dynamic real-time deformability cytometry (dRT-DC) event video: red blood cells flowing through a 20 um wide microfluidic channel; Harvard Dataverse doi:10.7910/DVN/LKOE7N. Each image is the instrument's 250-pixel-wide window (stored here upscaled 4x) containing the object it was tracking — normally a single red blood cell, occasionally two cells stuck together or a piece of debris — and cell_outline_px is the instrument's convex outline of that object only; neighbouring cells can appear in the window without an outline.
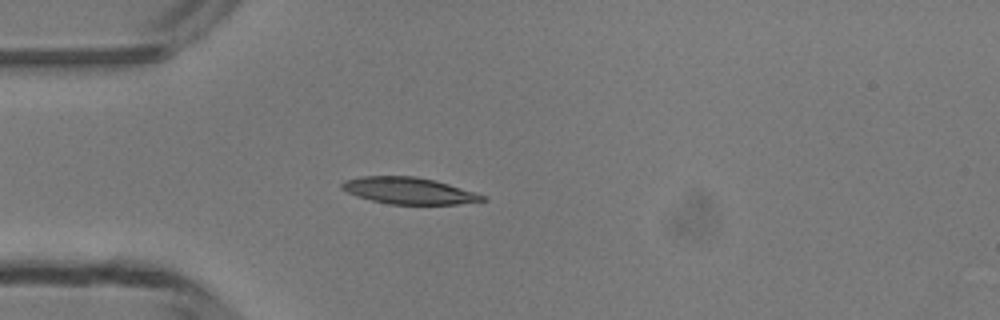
{"species": "common noctule bat (a hibernating species)", "species_latin": "Nyctalus noctula", "temperature_condition": "room temperature", "stored_images_in_passage": 4, "camera_frame_rate_fps": 3000, "um_per_image_px": 0.085, "animal": {"sex": "male", "body_mass_g": 13.3}, "frame": {"image": 1, "passage_image": 4, "time_ms": 3.667, "image_size_px": [1000, 320], "cell_outline_px": [[488, 200], [456, 204], [388, 204], [356, 196], [340, 188], [340, 184], [344, 180], [360, 176], [416, 176], [448, 184], [476, 192], [488, 196]], "centroid_in_image_um": [34.75, 16.21], "position_along_channel_um": 50.3, "area_um2": 21.85}}